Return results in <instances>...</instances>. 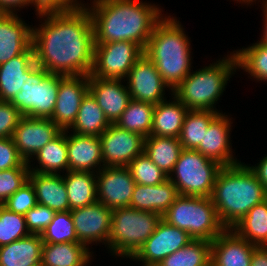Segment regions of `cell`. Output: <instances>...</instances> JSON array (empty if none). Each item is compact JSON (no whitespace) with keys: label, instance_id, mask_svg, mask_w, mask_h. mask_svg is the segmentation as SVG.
I'll return each instance as SVG.
<instances>
[{"label":"cell","instance_id":"obj_1","mask_svg":"<svg viewBox=\"0 0 267 266\" xmlns=\"http://www.w3.org/2000/svg\"><path fill=\"white\" fill-rule=\"evenodd\" d=\"M38 16L45 19L40 28L32 27L36 64L53 74L89 76L93 67L95 38L87 7L45 11Z\"/></svg>","mask_w":267,"mask_h":266},{"label":"cell","instance_id":"obj_2","mask_svg":"<svg viewBox=\"0 0 267 266\" xmlns=\"http://www.w3.org/2000/svg\"><path fill=\"white\" fill-rule=\"evenodd\" d=\"M90 5L95 43L130 41L145 49L163 18L157 5L139 0H93Z\"/></svg>","mask_w":267,"mask_h":266},{"label":"cell","instance_id":"obj_3","mask_svg":"<svg viewBox=\"0 0 267 266\" xmlns=\"http://www.w3.org/2000/svg\"><path fill=\"white\" fill-rule=\"evenodd\" d=\"M218 218L226 229H232L251 208L267 199V192L249 165L223 166L211 195Z\"/></svg>","mask_w":267,"mask_h":266},{"label":"cell","instance_id":"obj_4","mask_svg":"<svg viewBox=\"0 0 267 266\" xmlns=\"http://www.w3.org/2000/svg\"><path fill=\"white\" fill-rule=\"evenodd\" d=\"M182 27L174 17H163L144 49L171 91L191 72L190 42Z\"/></svg>","mask_w":267,"mask_h":266},{"label":"cell","instance_id":"obj_5","mask_svg":"<svg viewBox=\"0 0 267 266\" xmlns=\"http://www.w3.org/2000/svg\"><path fill=\"white\" fill-rule=\"evenodd\" d=\"M236 69V55L232 52L216 63H210L209 66L194 73L190 72L172 91V95L189 110H213L219 112L215 107V103L225 91V86Z\"/></svg>","mask_w":267,"mask_h":266},{"label":"cell","instance_id":"obj_6","mask_svg":"<svg viewBox=\"0 0 267 266\" xmlns=\"http://www.w3.org/2000/svg\"><path fill=\"white\" fill-rule=\"evenodd\" d=\"M162 219L186 231L193 239L210 242L226 229L218 218L211 197L180 195Z\"/></svg>","mask_w":267,"mask_h":266},{"label":"cell","instance_id":"obj_7","mask_svg":"<svg viewBox=\"0 0 267 266\" xmlns=\"http://www.w3.org/2000/svg\"><path fill=\"white\" fill-rule=\"evenodd\" d=\"M161 219L158 213L131 207L114 209L107 247L118 257L133 256L153 234Z\"/></svg>","mask_w":267,"mask_h":266},{"label":"cell","instance_id":"obj_8","mask_svg":"<svg viewBox=\"0 0 267 266\" xmlns=\"http://www.w3.org/2000/svg\"><path fill=\"white\" fill-rule=\"evenodd\" d=\"M222 167L196 150L183 149L168 178L177 187L180 195L211 197L216 177Z\"/></svg>","mask_w":267,"mask_h":266},{"label":"cell","instance_id":"obj_9","mask_svg":"<svg viewBox=\"0 0 267 266\" xmlns=\"http://www.w3.org/2000/svg\"><path fill=\"white\" fill-rule=\"evenodd\" d=\"M60 86V74L49 73L37 67L28 77V83L10 101L22 116L51 118Z\"/></svg>","mask_w":267,"mask_h":266},{"label":"cell","instance_id":"obj_10","mask_svg":"<svg viewBox=\"0 0 267 266\" xmlns=\"http://www.w3.org/2000/svg\"><path fill=\"white\" fill-rule=\"evenodd\" d=\"M144 49L130 41L95 43L91 76L125 79Z\"/></svg>","mask_w":267,"mask_h":266},{"label":"cell","instance_id":"obj_11","mask_svg":"<svg viewBox=\"0 0 267 266\" xmlns=\"http://www.w3.org/2000/svg\"><path fill=\"white\" fill-rule=\"evenodd\" d=\"M99 139L104 167H127L144 152L145 137L116 124H110Z\"/></svg>","mask_w":267,"mask_h":266},{"label":"cell","instance_id":"obj_12","mask_svg":"<svg viewBox=\"0 0 267 266\" xmlns=\"http://www.w3.org/2000/svg\"><path fill=\"white\" fill-rule=\"evenodd\" d=\"M135 185L128 167H103L96 173L97 201L111 210L129 207Z\"/></svg>","mask_w":267,"mask_h":266},{"label":"cell","instance_id":"obj_13","mask_svg":"<svg viewBox=\"0 0 267 266\" xmlns=\"http://www.w3.org/2000/svg\"><path fill=\"white\" fill-rule=\"evenodd\" d=\"M112 211L101 202L70 210L77 239L87 247L101 242L108 244Z\"/></svg>","mask_w":267,"mask_h":266},{"label":"cell","instance_id":"obj_14","mask_svg":"<svg viewBox=\"0 0 267 266\" xmlns=\"http://www.w3.org/2000/svg\"><path fill=\"white\" fill-rule=\"evenodd\" d=\"M61 131L49 118L22 116L14 130L12 139L19 155L25 162L30 163V159Z\"/></svg>","mask_w":267,"mask_h":266},{"label":"cell","instance_id":"obj_15","mask_svg":"<svg viewBox=\"0 0 267 266\" xmlns=\"http://www.w3.org/2000/svg\"><path fill=\"white\" fill-rule=\"evenodd\" d=\"M193 238L184 230L161 219L153 234L140 249L129 258L137 261L160 263L165 257L182 249Z\"/></svg>","mask_w":267,"mask_h":266},{"label":"cell","instance_id":"obj_16","mask_svg":"<svg viewBox=\"0 0 267 266\" xmlns=\"http://www.w3.org/2000/svg\"><path fill=\"white\" fill-rule=\"evenodd\" d=\"M126 78L131 99L152 104L166 100L165 88L169 86L146 55L135 62Z\"/></svg>","mask_w":267,"mask_h":266},{"label":"cell","instance_id":"obj_17","mask_svg":"<svg viewBox=\"0 0 267 266\" xmlns=\"http://www.w3.org/2000/svg\"><path fill=\"white\" fill-rule=\"evenodd\" d=\"M89 91V76L60 75V86L51 120L62 130H69L74 124L81 101Z\"/></svg>","mask_w":267,"mask_h":266},{"label":"cell","instance_id":"obj_18","mask_svg":"<svg viewBox=\"0 0 267 266\" xmlns=\"http://www.w3.org/2000/svg\"><path fill=\"white\" fill-rule=\"evenodd\" d=\"M231 119L228 115L219 113L209 124L207 132L204 133L203 142L195 149L204 157L218 162L222 166L236 165L230 147Z\"/></svg>","mask_w":267,"mask_h":266},{"label":"cell","instance_id":"obj_19","mask_svg":"<svg viewBox=\"0 0 267 266\" xmlns=\"http://www.w3.org/2000/svg\"><path fill=\"white\" fill-rule=\"evenodd\" d=\"M121 81L89 75V92L111 124L117 122L131 100L127 87Z\"/></svg>","mask_w":267,"mask_h":266},{"label":"cell","instance_id":"obj_20","mask_svg":"<svg viewBox=\"0 0 267 266\" xmlns=\"http://www.w3.org/2000/svg\"><path fill=\"white\" fill-rule=\"evenodd\" d=\"M232 229H225L211 242V266H250L255 249Z\"/></svg>","mask_w":267,"mask_h":266},{"label":"cell","instance_id":"obj_21","mask_svg":"<svg viewBox=\"0 0 267 266\" xmlns=\"http://www.w3.org/2000/svg\"><path fill=\"white\" fill-rule=\"evenodd\" d=\"M37 67L32 45L23 54L0 64V101L10 102Z\"/></svg>","mask_w":267,"mask_h":266},{"label":"cell","instance_id":"obj_22","mask_svg":"<svg viewBox=\"0 0 267 266\" xmlns=\"http://www.w3.org/2000/svg\"><path fill=\"white\" fill-rule=\"evenodd\" d=\"M32 45V27L17 13H0V64L23 54Z\"/></svg>","mask_w":267,"mask_h":266},{"label":"cell","instance_id":"obj_23","mask_svg":"<svg viewBox=\"0 0 267 266\" xmlns=\"http://www.w3.org/2000/svg\"><path fill=\"white\" fill-rule=\"evenodd\" d=\"M67 149L68 170L97 173L104 167L99 136L76 133L70 135L69 133L67 134Z\"/></svg>","mask_w":267,"mask_h":266},{"label":"cell","instance_id":"obj_24","mask_svg":"<svg viewBox=\"0 0 267 266\" xmlns=\"http://www.w3.org/2000/svg\"><path fill=\"white\" fill-rule=\"evenodd\" d=\"M179 196L177 187L169 178L152 186L136 184L129 207L162 216Z\"/></svg>","mask_w":267,"mask_h":266},{"label":"cell","instance_id":"obj_25","mask_svg":"<svg viewBox=\"0 0 267 266\" xmlns=\"http://www.w3.org/2000/svg\"><path fill=\"white\" fill-rule=\"evenodd\" d=\"M28 181L34 188L37 203L45 205L55 212L69 210L63 174L30 172Z\"/></svg>","mask_w":267,"mask_h":266},{"label":"cell","instance_id":"obj_26","mask_svg":"<svg viewBox=\"0 0 267 266\" xmlns=\"http://www.w3.org/2000/svg\"><path fill=\"white\" fill-rule=\"evenodd\" d=\"M42 244L40 234H29L0 246V266H41Z\"/></svg>","mask_w":267,"mask_h":266},{"label":"cell","instance_id":"obj_27","mask_svg":"<svg viewBox=\"0 0 267 266\" xmlns=\"http://www.w3.org/2000/svg\"><path fill=\"white\" fill-rule=\"evenodd\" d=\"M174 101L155 104L151 135L178 138L189 109L175 96Z\"/></svg>","mask_w":267,"mask_h":266},{"label":"cell","instance_id":"obj_28","mask_svg":"<svg viewBox=\"0 0 267 266\" xmlns=\"http://www.w3.org/2000/svg\"><path fill=\"white\" fill-rule=\"evenodd\" d=\"M83 243H43L41 266H86L92 254Z\"/></svg>","mask_w":267,"mask_h":266},{"label":"cell","instance_id":"obj_29","mask_svg":"<svg viewBox=\"0 0 267 266\" xmlns=\"http://www.w3.org/2000/svg\"><path fill=\"white\" fill-rule=\"evenodd\" d=\"M63 176L69 210L91 205L97 201L96 174L68 170Z\"/></svg>","mask_w":267,"mask_h":266},{"label":"cell","instance_id":"obj_30","mask_svg":"<svg viewBox=\"0 0 267 266\" xmlns=\"http://www.w3.org/2000/svg\"><path fill=\"white\" fill-rule=\"evenodd\" d=\"M182 150L178 138L150 135L144 141V153L167 176L171 175Z\"/></svg>","mask_w":267,"mask_h":266},{"label":"cell","instance_id":"obj_31","mask_svg":"<svg viewBox=\"0 0 267 266\" xmlns=\"http://www.w3.org/2000/svg\"><path fill=\"white\" fill-rule=\"evenodd\" d=\"M67 132L68 130L61 131L46 146L38 151L35 158L40 168H31V163H29L30 172L60 174L59 172L62 170L68 171Z\"/></svg>","mask_w":267,"mask_h":266},{"label":"cell","instance_id":"obj_32","mask_svg":"<svg viewBox=\"0 0 267 266\" xmlns=\"http://www.w3.org/2000/svg\"><path fill=\"white\" fill-rule=\"evenodd\" d=\"M111 123L103 110L88 91L83 97L76 120L70 129L72 133L86 136H100Z\"/></svg>","mask_w":267,"mask_h":266},{"label":"cell","instance_id":"obj_33","mask_svg":"<svg viewBox=\"0 0 267 266\" xmlns=\"http://www.w3.org/2000/svg\"><path fill=\"white\" fill-rule=\"evenodd\" d=\"M232 230L256 247L267 246V199L251 208Z\"/></svg>","mask_w":267,"mask_h":266},{"label":"cell","instance_id":"obj_34","mask_svg":"<svg viewBox=\"0 0 267 266\" xmlns=\"http://www.w3.org/2000/svg\"><path fill=\"white\" fill-rule=\"evenodd\" d=\"M154 107L155 104L131 99L115 124L146 138L151 135Z\"/></svg>","mask_w":267,"mask_h":266},{"label":"cell","instance_id":"obj_35","mask_svg":"<svg viewBox=\"0 0 267 266\" xmlns=\"http://www.w3.org/2000/svg\"><path fill=\"white\" fill-rule=\"evenodd\" d=\"M221 112L213 110H189L178 137L183 149L195 150L203 142L210 122Z\"/></svg>","mask_w":267,"mask_h":266},{"label":"cell","instance_id":"obj_36","mask_svg":"<svg viewBox=\"0 0 267 266\" xmlns=\"http://www.w3.org/2000/svg\"><path fill=\"white\" fill-rule=\"evenodd\" d=\"M211 242L193 239L182 249L165 257L161 266H210Z\"/></svg>","mask_w":267,"mask_h":266},{"label":"cell","instance_id":"obj_37","mask_svg":"<svg viewBox=\"0 0 267 266\" xmlns=\"http://www.w3.org/2000/svg\"><path fill=\"white\" fill-rule=\"evenodd\" d=\"M233 52L237 68H242L258 81H267V44L257 41L252 46Z\"/></svg>","mask_w":267,"mask_h":266},{"label":"cell","instance_id":"obj_38","mask_svg":"<svg viewBox=\"0 0 267 266\" xmlns=\"http://www.w3.org/2000/svg\"><path fill=\"white\" fill-rule=\"evenodd\" d=\"M43 243H80L77 239L70 210L55 212L53 220L41 234Z\"/></svg>","mask_w":267,"mask_h":266},{"label":"cell","instance_id":"obj_39","mask_svg":"<svg viewBox=\"0 0 267 266\" xmlns=\"http://www.w3.org/2000/svg\"><path fill=\"white\" fill-rule=\"evenodd\" d=\"M29 234L24 215L14 213L0 204V246L10 244Z\"/></svg>","mask_w":267,"mask_h":266},{"label":"cell","instance_id":"obj_40","mask_svg":"<svg viewBox=\"0 0 267 266\" xmlns=\"http://www.w3.org/2000/svg\"><path fill=\"white\" fill-rule=\"evenodd\" d=\"M127 167L136 184L152 186L160 184L168 178L144 152L132 160Z\"/></svg>","mask_w":267,"mask_h":266},{"label":"cell","instance_id":"obj_41","mask_svg":"<svg viewBox=\"0 0 267 266\" xmlns=\"http://www.w3.org/2000/svg\"><path fill=\"white\" fill-rule=\"evenodd\" d=\"M29 168H12L0 171V204L28 182Z\"/></svg>","mask_w":267,"mask_h":266},{"label":"cell","instance_id":"obj_42","mask_svg":"<svg viewBox=\"0 0 267 266\" xmlns=\"http://www.w3.org/2000/svg\"><path fill=\"white\" fill-rule=\"evenodd\" d=\"M2 205L14 213L25 215L30 209L37 205L36 195L32 184L28 181Z\"/></svg>","mask_w":267,"mask_h":266},{"label":"cell","instance_id":"obj_43","mask_svg":"<svg viewBox=\"0 0 267 266\" xmlns=\"http://www.w3.org/2000/svg\"><path fill=\"white\" fill-rule=\"evenodd\" d=\"M55 211L45 205L37 203L25 215L27 230L30 234H42L53 220Z\"/></svg>","mask_w":267,"mask_h":266},{"label":"cell","instance_id":"obj_44","mask_svg":"<svg viewBox=\"0 0 267 266\" xmlns=\"http://www.w3.org/2000/svg\"><path fill=\"white\" fill-rule=\"evenodd\" d=\"M12 168H29V163L19 155L12 137H0V171Z\"/></svg>","mask_w":267,"mask_h":266},{"label":"cell","instance_id":"obj_45","mask_svg":"<svg viewBox=\"0 0 267 266\" xmlns=\"http://www.w3.org/2000/svg\"><path fill=\"white\" fill-rule=\"evenodd\" d=\"M21 117L22 114L11 102L0 101V137H12Z\"/></svg>","mask_w":267,"mask_h":266},{"label":"cell","instance_id":"obj_46","mask_svg":"<svg viewBox=\"0 0 267 266\" xmlns=\"http://www.w3.org/2000/svg\"><path fill=\"white\" fill-rule=\"evenodd\" d=\"M77 0H35L36 15L45 11L79 10L85 8Z\"/></svg>","mask_w":267,"mask_h":266},{"label":"cell","instance_id":"obj_47","mask_svg":"<svg viewBox=\"0 0 267 266\" xmlns=\"http://www.w3.org/2000/svg\"><path fill=\"white\" fill-rule=\"evenodd\" d=\"M34 5L35 10V0H0V13H16L19 8H24L25 6Z\"/></svg>","mask_w":267,"mask_h":266},{"label":"cell","instance_id":"obj_48","mask_svg":"<svg viewBox=\"0 0 267 266\" xmlns=\"http://www.w3.org/2000/svg\"><path fill=\"white\" fill-rule=\"evenodd\" d=\"M249 168L255 173L257 179L267 192V156H264V158L257 163V166H249Z\"/></svg>","mask_w":267,"mask_h":266},{"label":"cell","instance_id":"obj_49","mask_svg":"<svg viewBox=\"0 0 267 266\" xmlns=\"http://www.w3.org/2000/svg\"><path fill=\"white\" fill-rule=\"evenodd\" d=\"M250 266H267V246L255 247Z\"/></svg>","mask_w":267,"mask_h":266},{"label":"cell","instance_id":"obj_50","mask_svg":"<svg viewBox=\"0 0 267 266\" xmlns=\"http://www.w3.org/2000/svg\"><path fill=\"white\" fill-rule=\"evenodd\" d=\"M264 3L262 4V5H264V7H263V13H264V16H265V18H264V32H263V36H262V38H261V40L259 41V42H261V43H264V44H267V0H265V1H263Z\"/></svg>","mask_w":267,"mask_h":266},{"label":"cell","instance_id":"obj_51","mask_svg":"<svg viewBox=\"0 0 267 266\" xmlns=\"http://www.w3.org/2000/svg\"><path fill=\"white\" fill-rule=\"evenodd\" d=\"M142 262L143 266H161L160 263H150V262H145V261H140Z\"/></svg>","mask_w":267,"mask_h":266},{"label":"cell","instance_id":"obj_52","mask_svg":"<svg viewBox=\"0 0 267 266\" xmlns=\"http://www.w3.org/2000/svg\"><path fill=\"white\" fill-rule=\"evenodd\" d=\"M236 1H238V2H241V3H247V5H249L251 2H256V0H236Z\"/></svg>","mask_w":267,"mask_h":266}]
</instances>
